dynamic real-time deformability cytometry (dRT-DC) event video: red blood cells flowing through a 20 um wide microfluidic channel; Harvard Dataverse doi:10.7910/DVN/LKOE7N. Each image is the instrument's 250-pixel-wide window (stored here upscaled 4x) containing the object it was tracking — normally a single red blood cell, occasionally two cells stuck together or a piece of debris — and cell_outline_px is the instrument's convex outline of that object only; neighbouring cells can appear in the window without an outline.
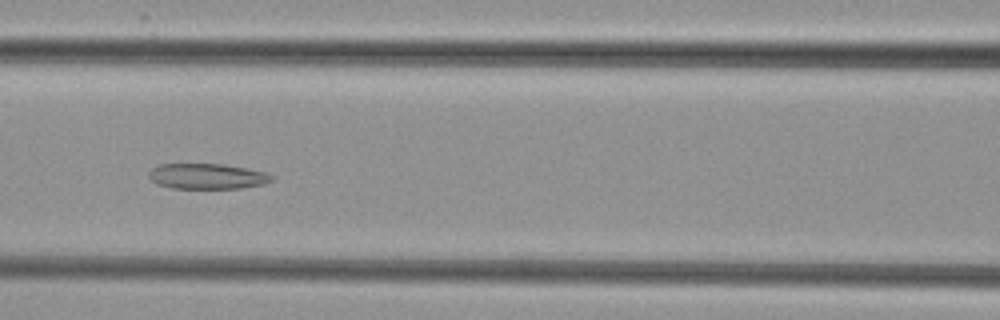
{"species": "common noctule bat (a hibernating species)", "species_latin": "Nyctalus noctula", "temperature_condition": "cold", "stored_images_in_passage": 6, "camera_frame_rate_fps": 3000, "um_per_image_px": 0.085, "animal": {"sex": "female", "body_mass_g": 29.2, "forearm_length_mm": 56.3}, "frame": {"image": 1, "passage_image": 5, "time_ms": 5.667, "image_size_px": [1000, 320], "cell_outline_px": [[276, 176], [272, 180], [264, 184], [240, 188], [172, 188], [156, 184], [148, 176], [148, 172], [152, 168], [160, 164], [224, 164], [248, 168], [264, 172]], "centroid_in_image_um": [17.62, 14.98], "position_along_channel_um": 149.0, "area_um2": 18.32}}
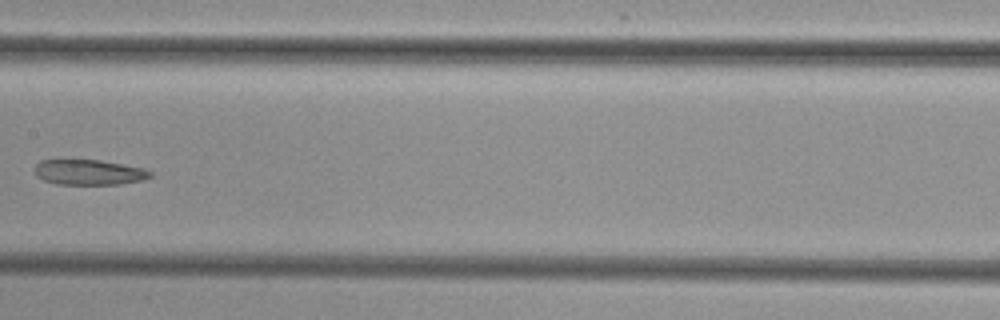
{"frame": {"image": 2, "passage_image": 6, "time_ms": 7.0, "image_size_px": [1000, 320], "cell_outline_px": [[152, 176], [144, 180], [120, 184], [56, 184], [44, 180], [36, 176], [32, 168], [40, 160], [60, 156], [64, 156], [100, 160], [144, 168], [152, 172]], "centroid_in_image_um": [7.45, 14.58], "position_along_channel_um": 199.9, "area_um2": 18.09}}